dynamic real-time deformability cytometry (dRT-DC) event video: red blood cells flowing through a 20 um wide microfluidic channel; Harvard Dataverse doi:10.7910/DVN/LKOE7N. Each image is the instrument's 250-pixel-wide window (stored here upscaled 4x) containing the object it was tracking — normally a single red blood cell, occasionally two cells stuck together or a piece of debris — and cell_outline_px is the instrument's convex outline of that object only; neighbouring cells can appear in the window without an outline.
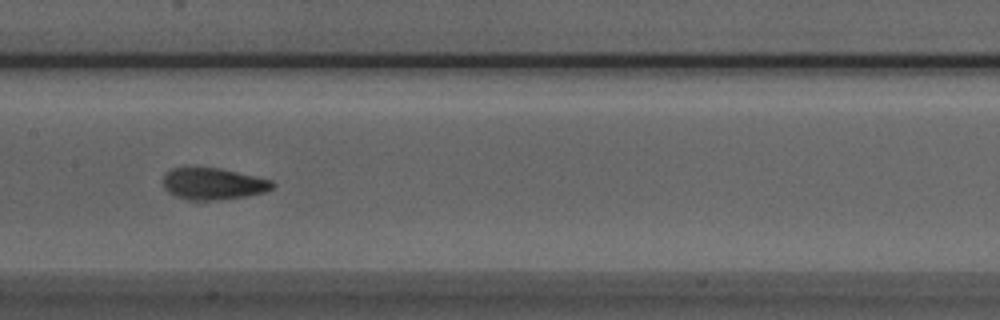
{"species": "Egyptian fruit bat (a non-hibernating species)", "species_latin": "Rousettus aegyptiacus", "temperature_condition": "room temperature", "stored_images_in_passage": 39, "camera_frame_rate_fps": 3000, "um_per_image_px": 0.085, "animal": {"sex": "male"}, "frame": {"image": 1, "passage_image": 12, "time_ms": 3.667, "image_size_px": [1000, 320], "cell_outline_px": [[276, 184], [272, 188], [264, 192], [248, 196], [220, 200], [188, 200], [176, 196], [168, 192], [164, 188], [164, 176], [172, 168], [220, 168], [272, 180]], "centroid_in_image_um": [18.15, 15.63], "position_along_channel_um": 189.3, "area_um2": 20.11}}
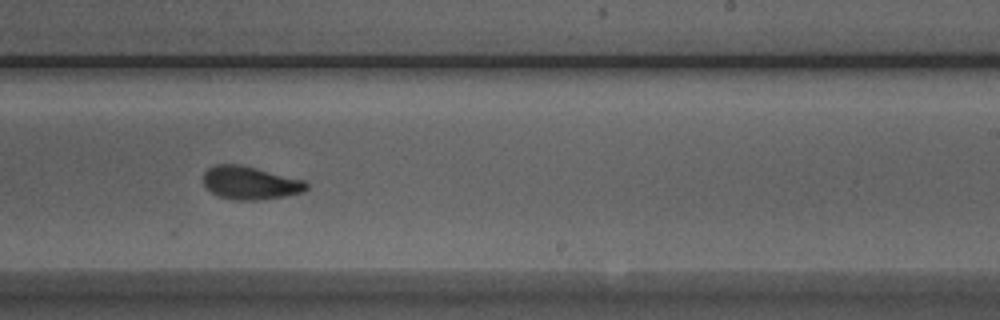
{"frame": {"image": 2, "passage_image": 18, "time_ms": 5.667, "image_size_px": [1000, 320], "cell_outline_px": [[308, 188], [304, 192], [284, 196], [256, 200], [232, 200], [220, 196], [212, 192], [204, 184], [204, 172], [208, 168], [216, 164], [240, 164], [304, 180], [308, 184]], "centroid_in_image_um": [21.27, 15.54], "position_along_channel_um": 267.7, "area_um2": 19.77}, "authors_computed_cell_mechanics": {"area_um2": 20.1722, "velocity_mm_per_s": 3.9439, "shape_relaxation_time_tau1_ms": null, "shape_relaxation_time_tau2_ms": 1.5094, "deformation_change_tau1": null, "deformation_change_tau2": 0.0572}}